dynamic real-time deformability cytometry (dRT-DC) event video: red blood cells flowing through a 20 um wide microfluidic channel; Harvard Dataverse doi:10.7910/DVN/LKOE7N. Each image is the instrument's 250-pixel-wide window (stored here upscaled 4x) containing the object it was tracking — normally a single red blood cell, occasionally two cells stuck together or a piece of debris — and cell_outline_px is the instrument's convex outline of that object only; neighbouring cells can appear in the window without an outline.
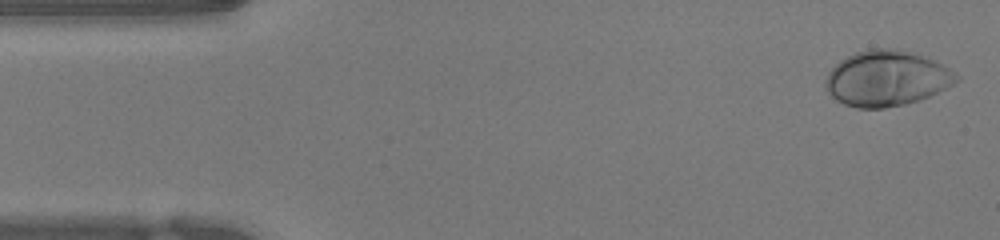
{"species": "human", "species_latin": "Homo sapiens", "temperature_condition": "warm", "stored_images_in_passage": 49, "camera_frame_rate_fps": 3000, "um_per_image_px": 0.085, "donor": {"sex": "female"}, "frame": {"image": 1, "passage_image": 1, "time_ms": 0.0, "image_size_px": [1000, 240], "cell_outline_px": [[960, 80], [928, 96], [904, 104], [884, 108], [856, 108], [844, 104], [836, 100], [824, 88], [824, 80], [828, 72], [840, 60], [856, 52], [868, 48], [896, 48], [932, 60], [948, 68], [960, 76]], "centroid_in_image_um": [75.3, 6.66], "position_along_channel_um": 9.7, "area_um2": 41.96}}
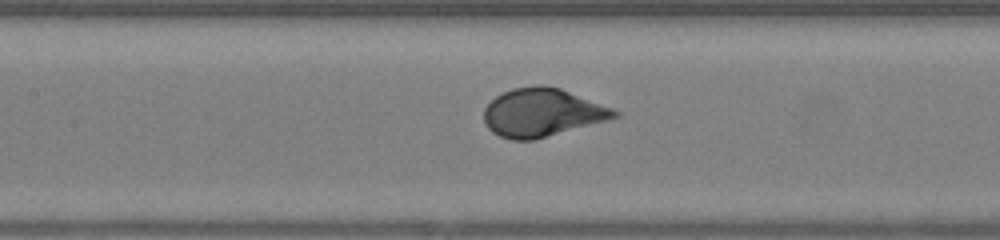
{"frame": {"image": 2, "passage_image": 21, "time_ms": 6.667, "image_size_px": [1000, 240], "cell_outline_px": [[620, 116], [608, 120], [536, 140], [512, 140], [500, 136], [492, 132], [488, 128], [484, 120], [484, 108], [496, 96], [512, 88], [536, 84], [544, 84], [560, 88], [612, 108], [620, 112]], "centroid_in_image_um": [46.08, 9.57], "position_along_channel_um": 161.3, "area_um2": 36.82}}
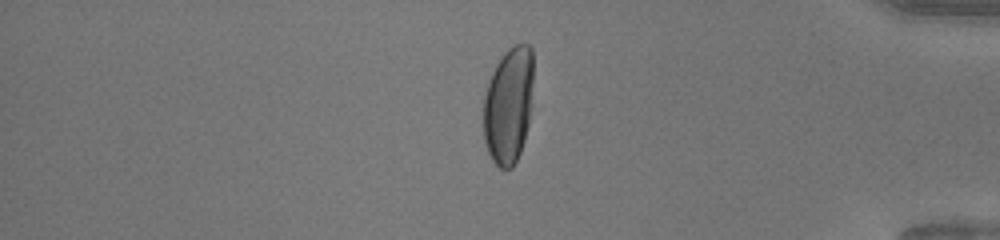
{"frame": {"image": 3, "passage_image": 41, "time_ms": 13.333, "image_size_px": [1000, 240], "cell_outline_px": [[532, 84], [528, 124], [524, 140], [520, 152], [512, 168], [500, 168], [492, 160], [488, 152], [484, 140], [484, 96], [488, 80], [496, 64], [504, 52], [508, 48], [516, 44], [528, 44], [532, 48]], "centroid_in_image_um": [43.21, 8.93], "position_along_channel_um": 392.0, "area_um2": 33.76}, "authors_computed_cell_mechanics": {"area_um2": 37.281, "velocity_mm_per_s": 3.9575, "shape_relaxation_time_tau1_ms": 2.7639, "shape_relaxation_time_tau2_ms": null, "deformation_change_tau1": 0.1923, "deformation_change_tau2": null}}